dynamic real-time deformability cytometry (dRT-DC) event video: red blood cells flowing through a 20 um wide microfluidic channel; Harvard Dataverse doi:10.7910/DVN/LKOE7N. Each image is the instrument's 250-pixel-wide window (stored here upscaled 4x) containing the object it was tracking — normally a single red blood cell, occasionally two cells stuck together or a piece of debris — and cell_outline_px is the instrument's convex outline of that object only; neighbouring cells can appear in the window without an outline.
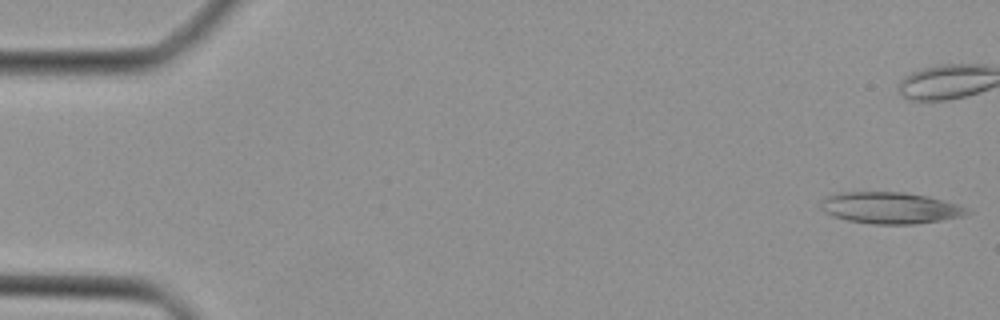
{"species": "Egyptian fruit bat (a non-hibernating species)", "species_latin": "Rousettus aegyptiacus", "temperature_condition": "cold", "stored_images_in_passage": 8, "camera_frame_rate_fps": 3000, "um_per_image_px": 0.085, "animal": {"sex": "female"}, "frame": {"image": 1, "passage_image": 1, "time_ms": 0.0, "image_size_px": [1000, 320], "cell_outline_px": [[972, 212], [964, 216], [916, 224], [872, 224], [848, 220], [836, 216], [820, 208], [820, 200], [824, 196], [844, 192], [904, 192], [928, 196], [956, 204]], "centroid_in_image_um": [75.66, 17.66], "position_along_channel_um": 9.3, "area_um2": 26.65}}